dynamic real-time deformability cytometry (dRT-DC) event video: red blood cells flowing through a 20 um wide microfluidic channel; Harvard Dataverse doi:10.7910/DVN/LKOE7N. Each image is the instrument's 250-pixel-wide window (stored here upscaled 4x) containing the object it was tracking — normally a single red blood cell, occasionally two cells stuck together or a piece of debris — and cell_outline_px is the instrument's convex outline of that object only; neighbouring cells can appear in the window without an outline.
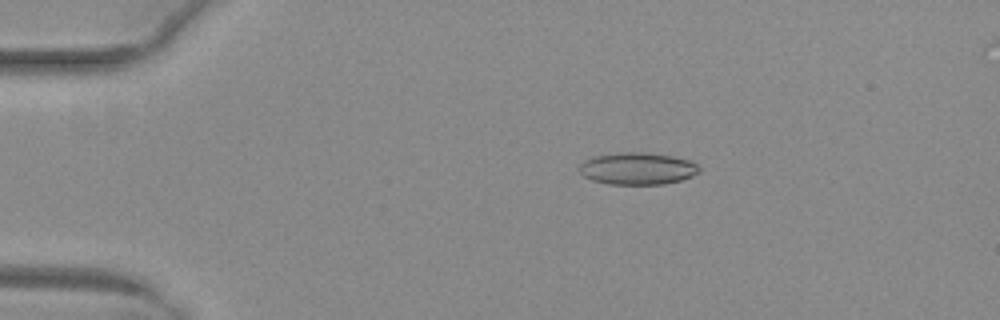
{"species": "common noctule bat (a hibernating species)", "species_latin": "Nyctalus noctula", "temperature_condition": "warm", "stored_images_in_passage": 53, "camera_frame_rate_fps": 3000, "um_per_image_px": 0.085, "animal": {"sex": "female", "body_mass_g": 29.2, "forearm_length_mm": 56.3}, "frame": {"image": 1, "passage_image": 11, "time_ms": 3.333, "image_size_px": [1000, 320], "cell_outline_px": [[700, 172], [692, 176], [680, 180], [664, 184], [608, 184], [592, 180], [584, 176], [580, 172], [580, 164], [584, 160], [592, 156], [620, 152], [648, 152], [672, 156], [692, 160], [700, 168]], "centroid_in_image_um": [54.2, 14.31], "position_along_channel_um": 30.8, "area_um2": 22.6}}
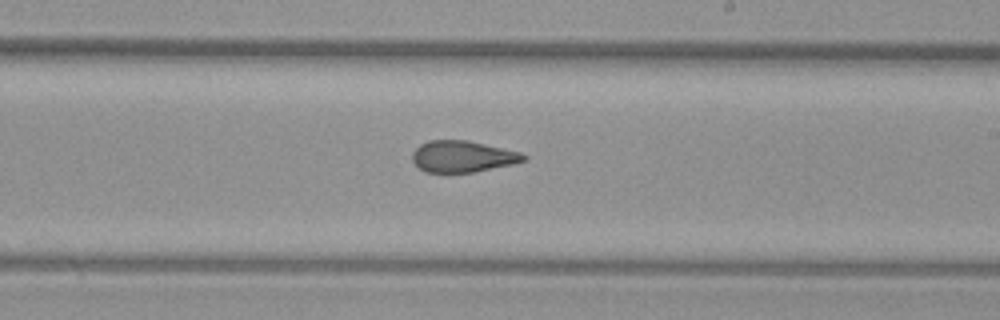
{"frame": {"image": 2, "passage_image": 32, "time_ms": 10.333, "image_size_px": [1000, 320], "cell_outline_px": [[528, 156], [524, 160], [512, 164], [476, 172], [424, 172], [412, 160], [412, 152], [420, 144], [428, 140], [468, 140], [520, 152]], "centroid_in_image_um": [39.3, 13.29], "position_along_channel_um": 249.7, "area_um2": 20.35}}
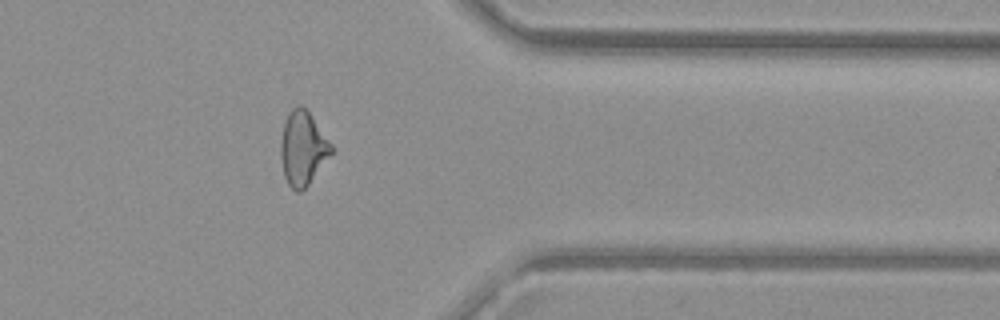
{"frame": {"image": 3, "passage_image": 43, "time_ms": 14.0, "image_size_px": [1000, 320], "cell_outline_px": [[332, 152], [308, 184], [300, 192], [296, 192], [288, 184], [284, 176], [280, 156], [280, 140], [284, 124], [288, 112], [296, 104], [300, 104], [308, 112], [332, 144]], "centroid_in_image_um": [25.7, 12.59], "position_along_channel_um": 385.7, "area_um2": 21.5}, "authors_computed_cell_mechanics": {"area_um2": 21.9062, "velocity_mm_per_s": 4.0275, "shape_relaxation_time_tau1_ms": null, "shape_relaxation_time_tau2_ms": 2.5507, "deformation_change_tau1": null, "deformation_change_tau2": 0.1142}}